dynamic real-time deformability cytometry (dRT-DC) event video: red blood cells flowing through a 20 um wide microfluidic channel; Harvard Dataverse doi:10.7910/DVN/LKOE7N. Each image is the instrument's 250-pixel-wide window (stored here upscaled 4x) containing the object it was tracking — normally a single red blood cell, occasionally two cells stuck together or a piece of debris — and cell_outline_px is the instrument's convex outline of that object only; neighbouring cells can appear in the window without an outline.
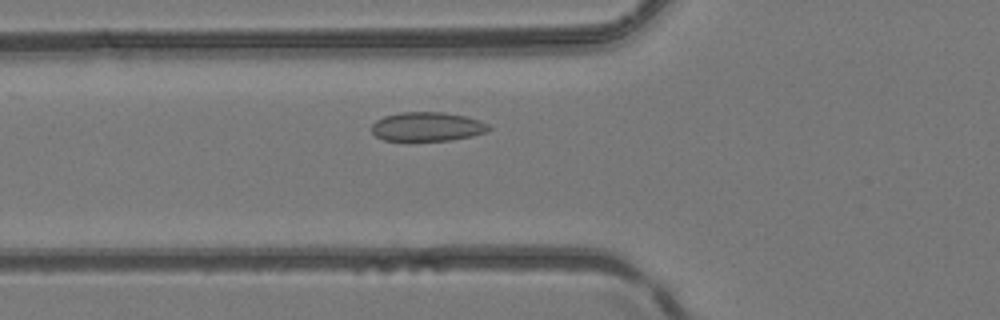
{"species": "common noctule bat (a hibernating species)", "species_latin": "Nyctalus noctula", "temperature_condition": "room temperature", "stored_images_in_passage": 5, "camera_frame_rate_fps": 3000, "um_per_image_px": 0.085, "animal": {"sex": "female", "body_mass_g": 24.6, "forearm_length_mm": 56.2}, "frame": {"image": 1, "passage_image": 5, "time_ms": 1.333, "image_size_px": [1000, 320], "cell_outline_px": [[492, 128], [484, 132], [472, 136], [452, 140], [408, 144], [384, 140], [376, 136], [372, 132], [372, 124], [376, 120], [384, 116], [400, 112], [444, 112], [464, 116], [480, 120], [488, 124]], "centroid_in_image_um": [36.26, 10.82], "position_along_channel_um": 89.5, "area_um2": 20.75}}